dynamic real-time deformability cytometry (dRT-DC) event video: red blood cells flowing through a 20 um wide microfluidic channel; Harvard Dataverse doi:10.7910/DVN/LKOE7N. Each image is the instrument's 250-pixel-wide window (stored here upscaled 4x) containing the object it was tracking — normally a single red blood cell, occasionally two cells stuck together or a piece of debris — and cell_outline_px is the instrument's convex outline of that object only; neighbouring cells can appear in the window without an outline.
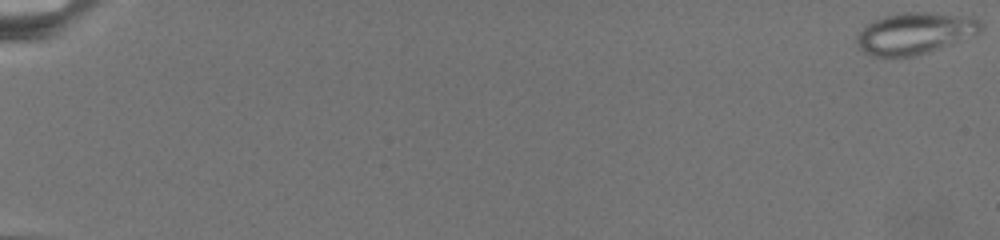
{"species": "common noctule bat (a hibernating species)", "species_latin": "Nyctalus noctula", "temperature_condition": "warm", "stored_images_in_passage": 75, "camera_frame_rate_fps": 3000, "um_per_image_px": 0.085, "animal": {"sex": "female", "body_mass_g": 19.5, "forearm_length_mm": 54.1}, "frame": {"image": 1, "passage_image": 1, "time_ms": 0.0, "image_size_px": [1000, 240], "cell_outline_px": [[984, 28], [980, 32], [928, 52], [916, 56], [872, 56], [864, 52], [856, 44], [856, 36], [872, 20], [884, 16], [904, 12], [928, 12], [960, 16], [976, 20]], "centroid_in_image_um": [77.69, 2.83], "position_along_channel_um": 7.3, "area_um2": 29.42}}
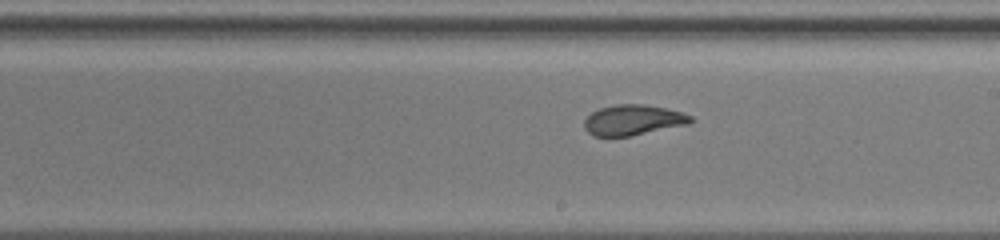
{"frame": {"image": 2, "passage_image": 47, "time_ms": 15.333, "image_size_px": [1000, 240], "cell_outline_px": [[696, 120], [688, 124], [628, 136], [592, 136], [584, 128], [584, 120], [592, 112], [600, 108], [616, 104], [644, 104], [664, 108], [680, 112], [692, 116]], "centroid_in_image_um": [53.8, 10.2], "position_along_channel_um": 235.2, "area_um2": 18.73}}
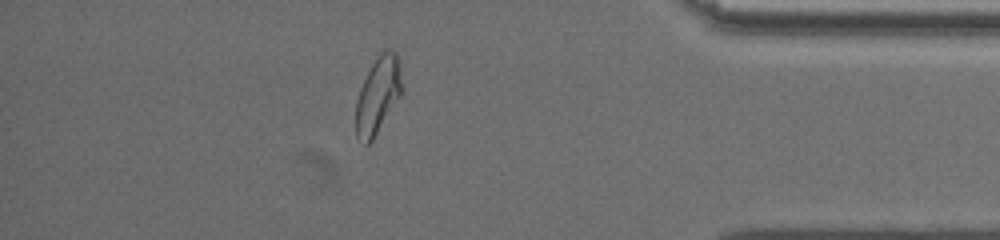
{"frame": {"image": 3, "passage_image": 67, "time_ms": 22.0, "image_size_px": [1000, 240], "cell_outline_px": [[404, 92], [372, 140], [368, 144], [364, 144], [356, 136], [356, 100], [360, 88], [376, 56], [384, 48], [388, 48], [396, 52], [400, 68]], "centroid_in_image_um": [32.15, 8.06], "position_along_channel_um": 403.0, "area_um2": 20.81}}